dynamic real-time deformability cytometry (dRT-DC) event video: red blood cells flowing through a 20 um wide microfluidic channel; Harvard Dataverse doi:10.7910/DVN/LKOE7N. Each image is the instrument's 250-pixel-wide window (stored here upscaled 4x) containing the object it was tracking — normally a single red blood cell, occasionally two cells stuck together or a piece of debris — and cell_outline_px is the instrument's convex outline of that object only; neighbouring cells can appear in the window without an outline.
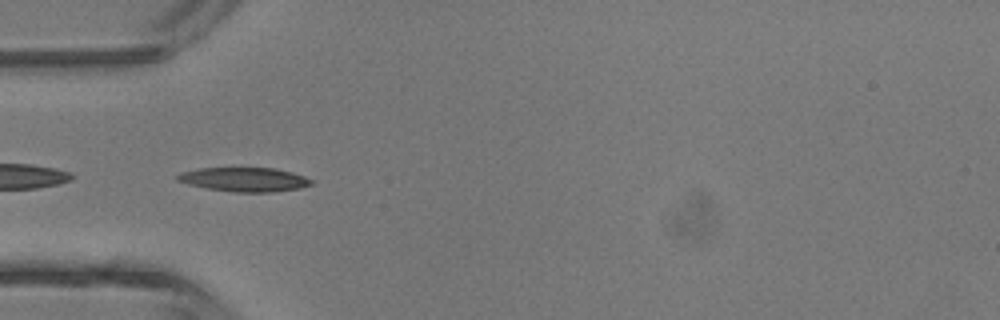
{"species": "common noctule bat (a hibernating species)", "species_latin": "Nyctalus noctula", "temperature_condition": "room temperature", "stored_images_in_passage": 3, "camera_frame_rate_fps": 3000, "um_per_image_px": 0.085, "animal": {"sex": "male", "body_mass_g": 13.3}, "frame": {"image": 1, "passage_image": 3, "time_ms": 3.333, "image_size_px": [1000, 320], "cell_outline_px": [[312, 184], [300, 188], [272, 192], [232, 192], [204, 188], [188, 184], [176, 180], [176, 176], [184, 172], [200, 168], [276, 168], [292, 172], [304, 176], [312, 180]], "centroid_in_image_um": [20.78, 15.26], "position_along_channel_um": 64.2, "area_um2": 18.79}}